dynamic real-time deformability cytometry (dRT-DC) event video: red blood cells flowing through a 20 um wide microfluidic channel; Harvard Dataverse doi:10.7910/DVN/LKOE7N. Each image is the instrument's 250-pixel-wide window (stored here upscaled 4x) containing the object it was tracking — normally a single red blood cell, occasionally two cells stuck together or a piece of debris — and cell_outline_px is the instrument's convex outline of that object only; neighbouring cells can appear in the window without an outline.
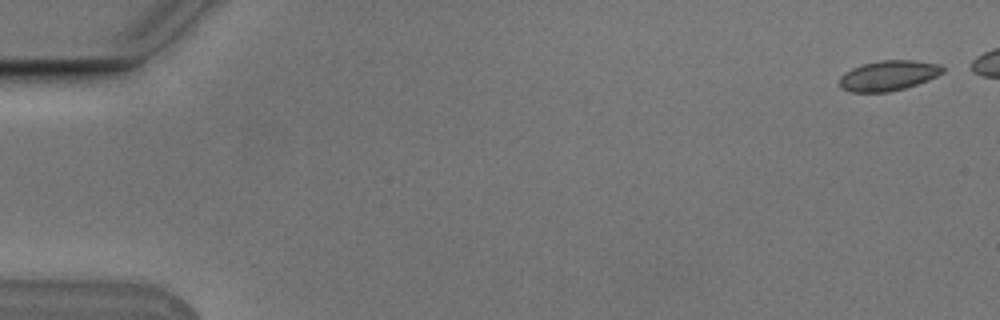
{"species": "Egyptian fruit bat (a non-hibernating species)", "species_latin": "Rousettus aegyptiacus", "temperature_condition": "cold", "stored_images_in_passage": 6, "camera_frame_rate_fps": 3000, "um_per_image_px": 0.085, "animal": {"sex": "male"}, "frame": {"image": 1, "passage_image": 1, "time_ms": 0.0, "image_size_px": [1000, 320], "cell_outline_px": [[944, 72], [928, 80], [904, 88], [888, 92], [848, 92], [840, 88], [840, 76], [844, 72], [860, 64], [880, 60], [912, 60], [940, 64], [944, 68]], "centroid_in_image_um": [75.48, 6.42], "position_along_channel_um": 9.5, "area_um2": 18.26}}